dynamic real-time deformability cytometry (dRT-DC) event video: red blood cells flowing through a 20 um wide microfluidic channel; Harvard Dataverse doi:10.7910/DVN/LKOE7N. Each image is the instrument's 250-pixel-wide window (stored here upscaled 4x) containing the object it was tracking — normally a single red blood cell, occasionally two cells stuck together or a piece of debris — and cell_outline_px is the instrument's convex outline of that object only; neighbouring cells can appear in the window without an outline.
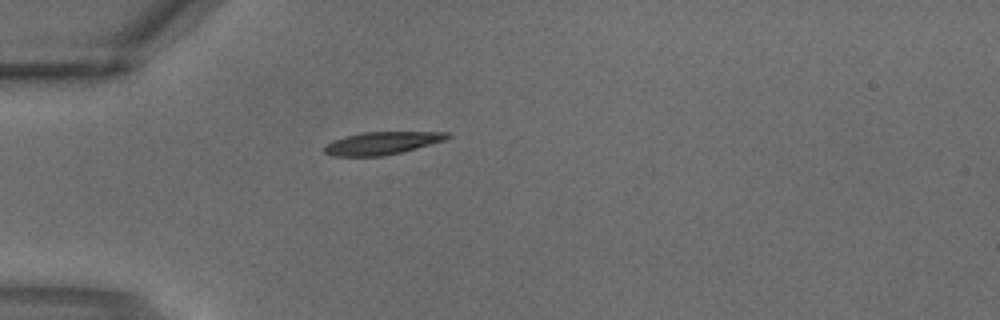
{"species": "common noctule bat (a hibernating species)", "species_latin": "Nyctalus noctula", "temperature_condition": "warm", "stored_images_in_passage": 1, "camera_frame_rate_fps": 3000, "um_per_image_px": 0.085, "animal": {"sex": "male", "body_mass_g": 18.8}, "frame": {"image": 1, "passage_image": 1, "time_ms": 0.0, "image_size_px": [1000, 320], "cell_outline_px": [[452, 136], [444, 140], [416, 148], [384, 156], [332, 156], [324, 152], [324, 144], [332, 140], [344, 136], [364, 132], [448, 132]], "centroid_in_image_um": [32.41, 12.16], "position_along_channel_um": 52.6, "area_um2": 16.24}}